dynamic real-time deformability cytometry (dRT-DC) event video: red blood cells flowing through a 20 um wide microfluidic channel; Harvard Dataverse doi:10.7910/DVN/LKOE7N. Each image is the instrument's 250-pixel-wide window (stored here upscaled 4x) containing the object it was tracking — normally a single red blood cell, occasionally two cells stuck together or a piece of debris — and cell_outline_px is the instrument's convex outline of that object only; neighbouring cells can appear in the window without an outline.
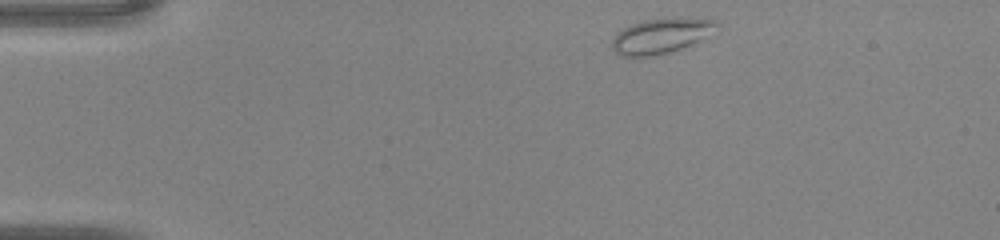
{"species": "common noctule bat (a hibernating species)", "species_latin": "Nyctalus noctula", "temperature_condition": "warm", "stored_images_in_passage": 38, "camera_frame_rate_fps": 3000, "um_per_image_px": 0.085, "animal": {"sex": "male", "body_mass_g": 20.0, "forearm_length_mm": 53.3}, "frame": {"image": 1, "passage_image": 1, "time_ms": 0.0, "image_size_px": [1000, 240], "cell_outline_px": [[720, 24], [696, 40], [680, 48], [668, 52], [652, 56], [620, 56], [612, 48], [612, 40], [624, 28], [632, 24], [644, 20], [716, 20]], "centroid_in_image_um": [56.05, 3.09], "position_along_channel_um": 28.9, "area_um2": 19.77}}
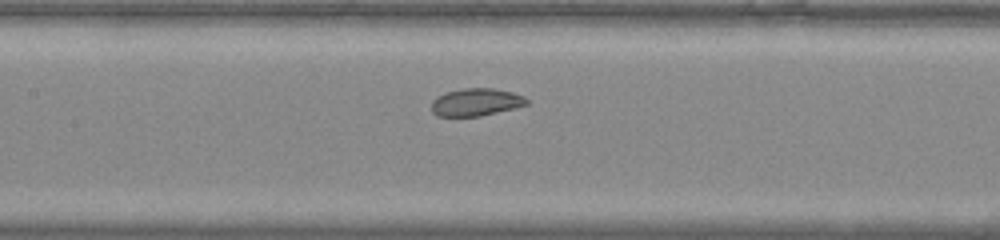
{"frame": {"image": 2, "passage_image": 15, "time_ms": 4.667, "image_size_px": [1000, 240], "cell_outline_px": [[528, 104], [516, 108], [480, 116], [436, 116], [432, 112], [432, 100], [436, 96], [444, 92], [464, 88], [492, 88], [512, 92], [524, 96], [528, 100]], "centroid_in_image_um": [40.45, 8.68], "position_along_channel_um": 167.0, "area_um2": 15.43}}
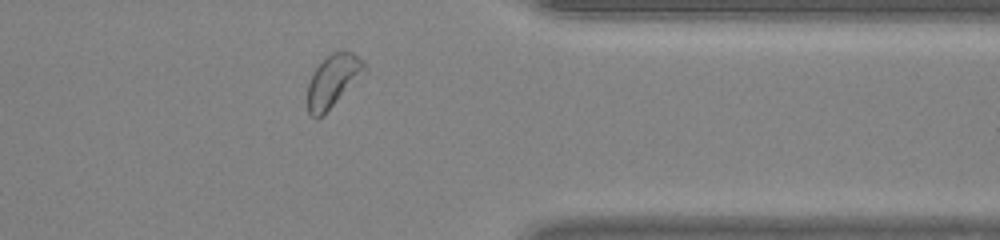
{"frame": {"image": 3, "passage_image": 30, "time_ms": 9.667, "image_size_px": [1000, 240], "cell_outline_px": [[368, 68], [324, 116], [316, 120], [308, 112], [308, 84], [312, 72], [332, 52], [344, 48], [352, 52], [364, 60]], "centroid_in_image_um": [28.32, 6.86], "position_along_channel_um": 383.1, "area_um2": 17.63}}